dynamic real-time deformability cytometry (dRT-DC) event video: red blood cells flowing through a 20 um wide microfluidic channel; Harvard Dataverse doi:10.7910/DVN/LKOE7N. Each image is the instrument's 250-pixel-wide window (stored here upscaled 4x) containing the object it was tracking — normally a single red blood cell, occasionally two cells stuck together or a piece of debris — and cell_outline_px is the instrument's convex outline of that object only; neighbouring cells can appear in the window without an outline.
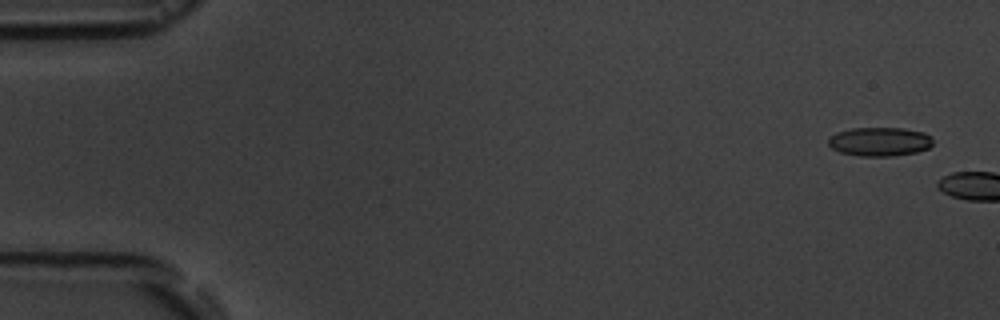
{"species": "common noctule bat (a hibernating species)", "species_latin": "Nyctalus noctula", "temperature_condition": "room temperature", "stored_images_in_passage": 2, "camera_frame_rate_fps": 3000, "um_per_image_px": 0.085, "animal": {"sex": "male", "body_mass_g": 19.5, "forearm_length_mm": 54.6}, "frame": {"image": 1, "passage_image": 1, "time_ms": 0.0, "image_size_px": [1000, 320], "cell_outline_px": [[932, 144], [928, 148], [916, 152], [892, 156], [860, 156], [840, 152], [832, 148], [828, 144], [828, 136], [836, 132], [852, 128], [904, 128], [924, 132], [932, 136]], "centroid_in_image_um": [74.76, 12.03], "position_along_channel_um": 10.2, "area_um2": 17.74}}